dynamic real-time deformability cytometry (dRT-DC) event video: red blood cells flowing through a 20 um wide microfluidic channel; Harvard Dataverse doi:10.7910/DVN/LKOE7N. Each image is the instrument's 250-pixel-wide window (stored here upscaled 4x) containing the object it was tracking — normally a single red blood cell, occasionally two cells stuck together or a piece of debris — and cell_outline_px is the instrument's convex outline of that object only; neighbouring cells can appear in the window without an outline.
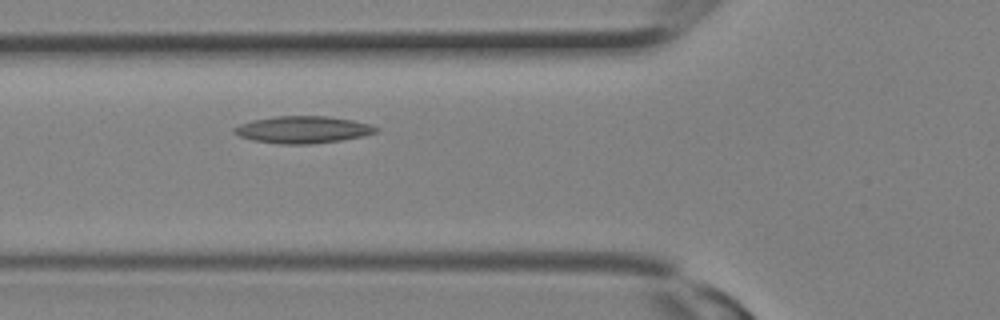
{"species": "Egyptian fruit bat (a non-hibernating species)", "species_latin": "Rousettus aegyptiacus", "temperature_condition": "room temperature", "stored_images_in_passage": 8, "camera_frame_rate_fps": 3000, "um_per_image_px": 0.085, "animal": {"sex": "female"}, "frame": {"image": 1, "passage_image": 8, "time_ms": 2.333, "image_size_px": [1000, 320], "cell_outline_px": [[380, 128], [376, 132], [364, 136], [340, 140], [308, 144], [280, 144], [252, 140], [240, 136], [232, 132], [232, 128], [240, 124], [252, 120], [272, 116], [328, 116], [352, 120], [368, 124]], "centroid_in_image_um": [25.71, 11.01], "position_along_channel_um": 100.1, "area_um2": 22.37}}